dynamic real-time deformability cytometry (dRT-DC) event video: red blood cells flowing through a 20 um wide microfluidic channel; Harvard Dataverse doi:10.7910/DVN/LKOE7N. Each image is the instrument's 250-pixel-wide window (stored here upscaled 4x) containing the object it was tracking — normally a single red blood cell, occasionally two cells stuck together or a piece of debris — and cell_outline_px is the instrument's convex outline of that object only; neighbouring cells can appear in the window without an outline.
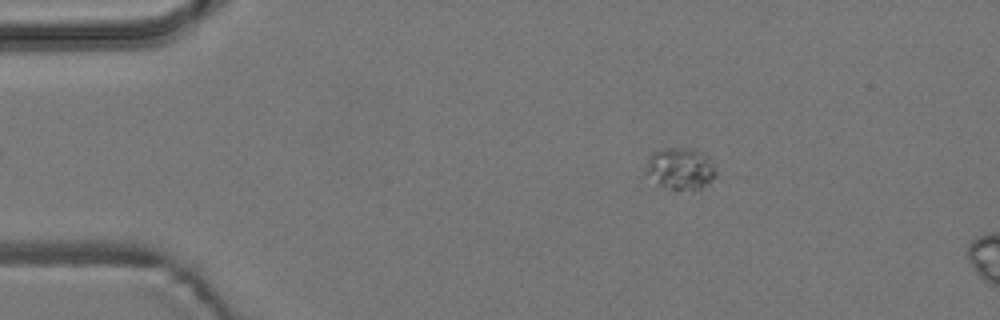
{"species": "common noctule bat (a hibernating species)", "species_latin": "Nyctalus noctula", "temperature_condition": "room temperature", "stored_images_in_passage": 15, "camera_frame_rate_fps": 3000, "um_per_image_px": 0.085, "animal": {"sex": "male", "body_mass_g": 19.2, "forearm_length_mm": 51.8}, "frame": {"image": 1, "passage_image": 9, "time_ms": 2.667, "image_size_px": [1000, 320], "cell_outline_px": [[716, 176], [700, 192], [676, 192], [664, 188], [656, 184], [644, 176], [644, 168], [648, 156], [652, 152], [664, 148], [692, 148], [704, 156], [708, 160], [716, 172]], "centroid_in_image_um": [57.74, 14.43], "position_along_channel_um": 27.3, "area_um2": 17.98}}